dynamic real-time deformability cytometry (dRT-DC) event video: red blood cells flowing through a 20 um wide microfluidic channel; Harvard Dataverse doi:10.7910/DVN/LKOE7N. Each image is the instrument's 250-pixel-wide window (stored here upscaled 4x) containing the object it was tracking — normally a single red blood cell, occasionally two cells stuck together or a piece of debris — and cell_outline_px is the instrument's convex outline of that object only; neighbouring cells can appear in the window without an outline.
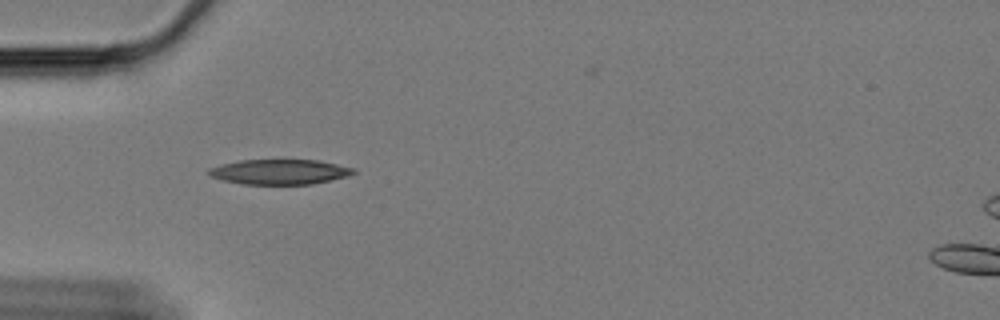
{"species": "Egyptian fruit bat (a non-hibernating species)", "species_latin": "Rousettus aegyptiacus", "temperature_condition": "cold", "stored_images_in_passage": 15, "camera_frame_rate_fps": 3000, "um_per_image_px": 0.085, "animal": {"sex": "female"}, "frame": {"image": 1, "passage_image": 1, "time_ms": 0.0, "image_size_px": [1000, 320], "cell_outline_px": [[356, 172], [348, 176], [312, 184], [244, 184], [224, 180], [212, 176], [208, 172], [208, 168], [220, 164], [240, 160], [316, 160], [356, 168]], "centroid_in_image_um": [23.78, 14.6], "position_along_channel_um": 61.2, "area_um2": 20.98}}
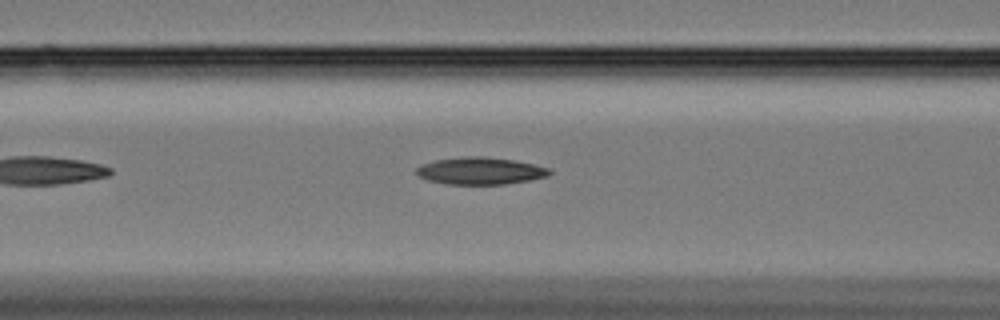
{"frame": {"image": 2, "passage_image": 7, "time_ms": 2.0, "image_size_px": [1000, 320], "cell_outline_px": [[552, 172], [548, 176], [528, 180], [504, 184], [444, 184], [428, 180], [420, 176], [416, 172], [416, 168], [424, 164], [436, 160], [468, 156], [480, 156], [512, 160], [532, 164], [548, 168]], "centroid_in_image_um": [40.82, 14.53], "position_along_channel_um": 125.8, "area_um2": 20.69}}
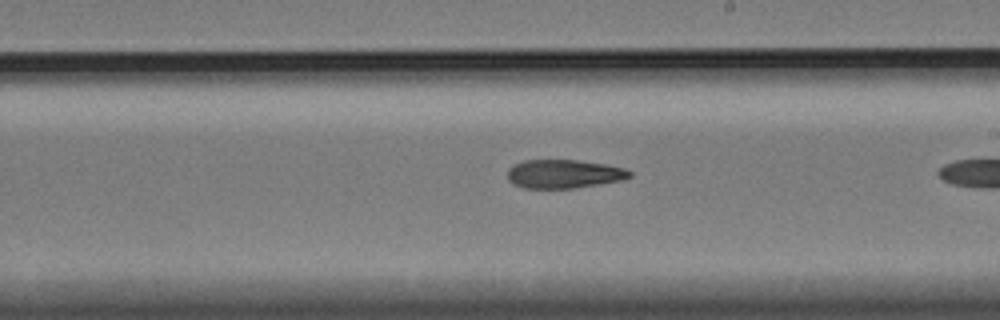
{"frame": {"image": 3, "passage_image": 14, "time_ms": 4.333, "image_size_px": [1000, 320], "cell_outline_px": [[632, 176], [620, 180], [572, 188], [524, 188], [512, 184], [508, 180], [508, 168], [512, 164], [524, 160], [576, 160], [604, 164], [624, 168], [632, 172]], "centroid_in_image_um": [47.87, 14.77], "position_along_channel_um": 241.1, "area_um2": 20.29}}